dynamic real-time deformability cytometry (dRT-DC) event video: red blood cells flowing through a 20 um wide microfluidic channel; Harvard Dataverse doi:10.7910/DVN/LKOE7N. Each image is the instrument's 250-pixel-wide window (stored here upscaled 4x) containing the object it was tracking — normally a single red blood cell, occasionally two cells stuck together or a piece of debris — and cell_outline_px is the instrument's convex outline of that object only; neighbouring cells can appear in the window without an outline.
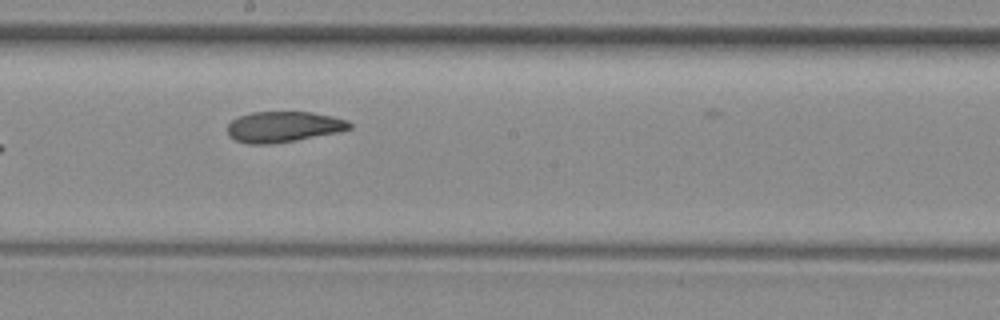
{"species": "common noctule bat (a hibernating species)", "species_latin": "Nyctalus noctula", "temperature_condition": "room temperature", "stored_images_in_passage": 9, "camera_frame_rate_fps": 3000, "um_per_image_px": 0.085, "animal": {"sex": "female", "body_mass_g": 29.2, "forearm_length_mm": 56.3}, "frame": {"image": 1, "passage_image": 8, "time_ms": 8.333, "image_size_px": [1000, 320], "cell_outline_px": [[352, 128], [336, 132], [292, 140], [268, 144], [248, 144], [236, 140], [228, 136], [228, 124], [232, 120], [240, 116], [252, 112], [312, 112], [332, 116], [348, 120], [352, 124]], "centroid_in_image_um": [24.07, 10.76], "position_along_channel_um": 224.1, "area_um2": 21.56}}
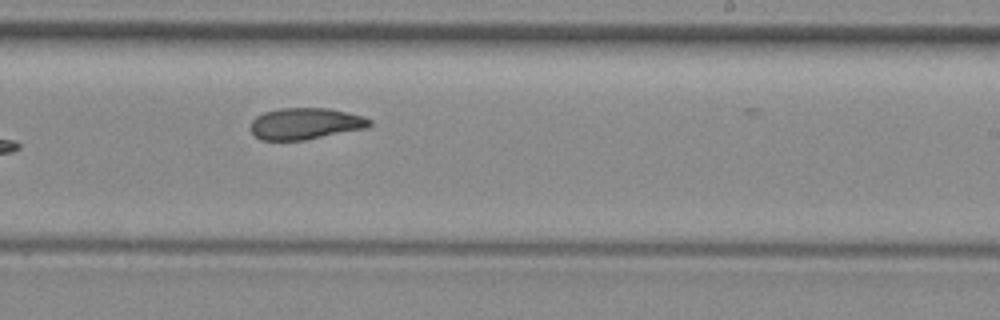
{"frame": {"image": 2, "passage_image": 9, "time_ms": 9.333, "image_size_px": [1000, 320], "cell_outline_px": [[372, 124], [368, 128], [304, 140], [260, 140], [252, 132], [252, 120], [256, 116], [264, 112], [280, 108], [328, 108], [364, 116], [372, 120]], "centroid_in_image_um": [25.99, 10.51], "position_along_channel_um": 263.0, "area_um2": 21.85}}